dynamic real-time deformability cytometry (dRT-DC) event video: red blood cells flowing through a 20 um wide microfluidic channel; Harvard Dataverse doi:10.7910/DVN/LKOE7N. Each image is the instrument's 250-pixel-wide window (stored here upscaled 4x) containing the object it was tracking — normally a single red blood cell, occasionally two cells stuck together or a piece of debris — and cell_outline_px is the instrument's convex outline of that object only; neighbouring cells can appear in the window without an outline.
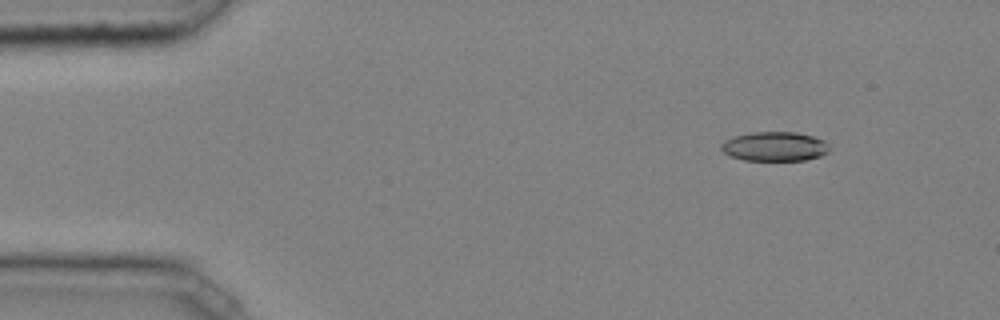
{"species": "common noctule bat (a hibernating species)", "species_latin": "Nyctalus noctula", "temperature_condition": "cold", "stored_images_in_passage": 41, "camera_frame_rate_fps": 3000, "um_per_image_px": 0.085, "animal": {"sex": "male", "body_mass_g": 20.4}, "frame": {"image": 1, "passage_image": 1, "time_ms": 0.0, "image_size_px": [1000, 320], "cell_outline_px": [[832, 148], [828, 152], [820, 156], [804, 160], [744, 160], [728, 156], [720, 148], [720, 144], [724, 140], [736, 136], [752, 132], [796, 132], [812, 136], [824, 140]], "centroid_in_image_um": [65.85, 12.45], "position_along_channel_um": 19.2, "area_um2": 18.61}}
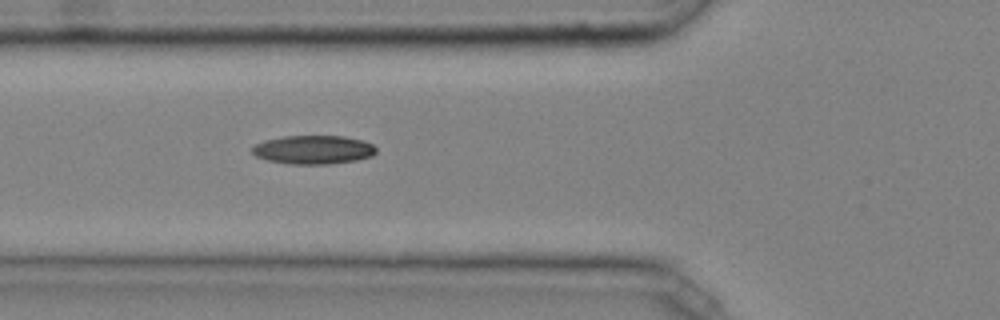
{"frame": {"image": 2, "passage_image": 13, "time_ms": 4.0, "image_size_px": [1000, 320], "cell_outline_px": [[376, 152], [372, 156], [356, 160], [328, 164], [288, 164], [268, 160], [256, 156], [252, 152], [252, 148], [256, 144], [264, 140], [284, 136], [344, 136], [364, 140], [372, 144], [376, 148]], "centroid_in_image_um": [26.65, 12.72], "position_along_channel_um": 99.1, "area_um2": 20.75}}
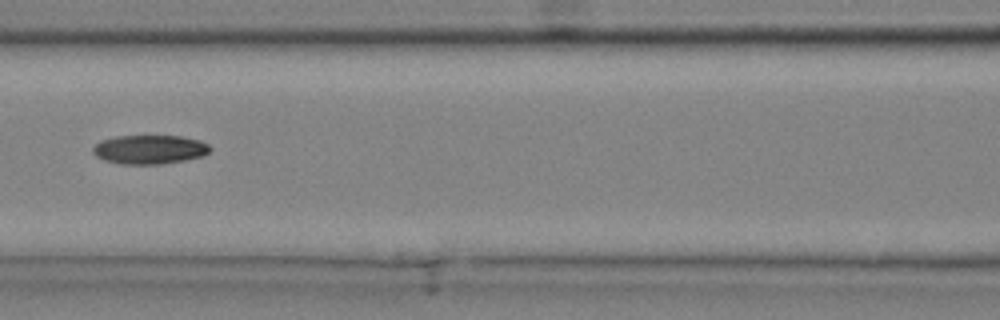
{"frame": {"image": 3, "passage_image": 17, "time_ms": 5.333, "image_size_px": [1000, 320], "cell_outline_px": [[212, 148], [204, 156], [184, 160], [160, 164], [120, 164], [104, 160], [96, 156], [92, 152], [92, 148], [100, 140], [116, 136], [180, 136], [200, 140], [208, 144]], "centroid_in_image_um": [12.71, 12.7], "position_along_channel_um": 153.9, "area_um2": 19.88}}